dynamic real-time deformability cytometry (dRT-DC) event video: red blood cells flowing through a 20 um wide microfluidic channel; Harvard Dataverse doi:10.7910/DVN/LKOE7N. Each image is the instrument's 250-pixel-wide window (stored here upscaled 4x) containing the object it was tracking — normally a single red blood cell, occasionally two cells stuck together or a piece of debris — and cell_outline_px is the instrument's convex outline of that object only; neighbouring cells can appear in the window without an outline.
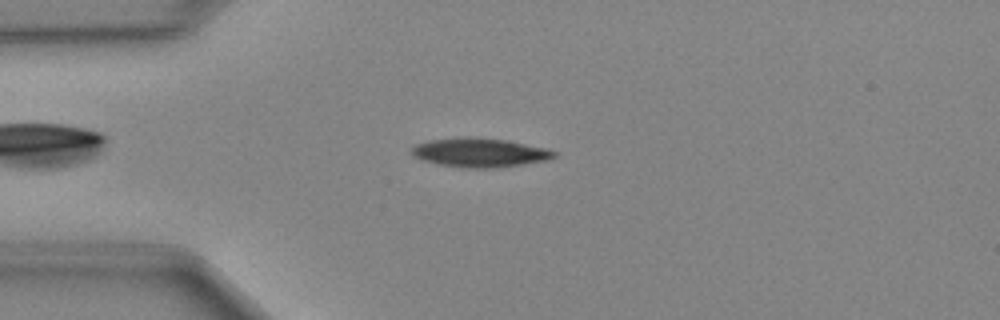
{"species": "Egyptian fruit bat (a non-hibernating species)", "species_latin": "Rousettus aegyptiacus", "temperature_condition": "cold", "stored_images_in_passage": 43, "camera_frame_rate_fps": 3000, "um_per_image_px": 0.085, "animal": {"sex": "female"}, "frame": {"image": 1, "passage_image": 7, "time_ms": 2.0, "image_size_px": [1000, 320], "cell_outline_px": [[556, 156], [544, 160], [496, 168], [468, 168], [436, 164], [412, 156], [412, 148], [416, 144], [428, 140], [464, 136], [476, 136], [508, 140], [544, 148], [556, 152]], "centroid_in_image_um": [40.72, 12.95], "position_along_channel_um": 44.3, "area_um2": 24.1}}
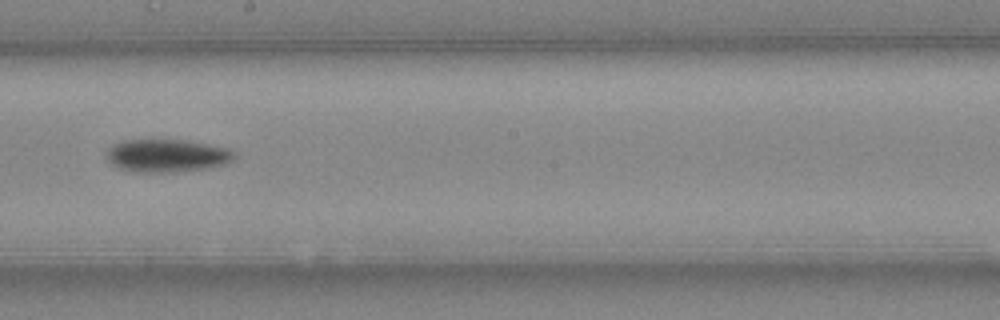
{"frame": {"image": 2, "passage_image": 22, "time_ms": 7.0, "image_size_px": [1000, 320], "cell_outline_px": [[236, 156], [228, 164], [208, 168], [176, 172], [136, 172], [120, 168], [112, 164], [108, 160], [108, 148], [112, 144], [124, 140], [184, 140], [228, 148], [236, 152]], "centroid_in_image_um": [14.23, 13.23], "position_along_channel_um": 234.0, "area_um2": 24.51}}
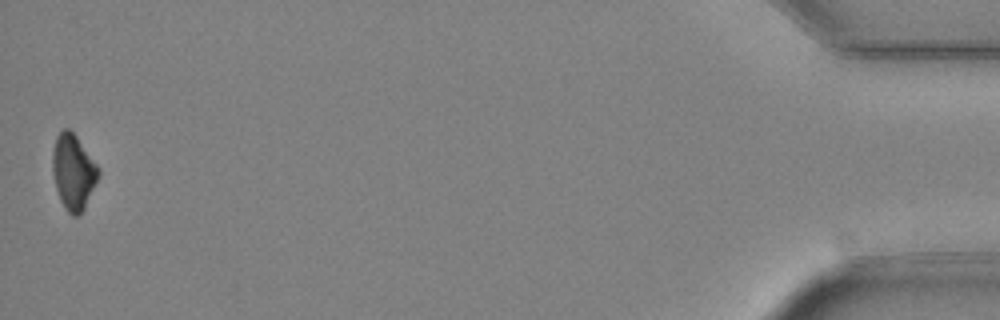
{"frame": {"image": 3, "passage_image": 43, "time_ms": 14.0, "image_size_px": [1000, 320], "cell_outline_px": [[100, 172], [84, 208], [76, 216], [72, 216], [64, 208], [60, 200], [56, 188], [52, 172], [52, 152], [56, 136], [64, 128], [68, 128], [76, 136], [100, 168]], "centroid_in_image_um": [6.21, 14.6], "position_along_channel_um": 429.0, "area_um2": 19.94}}